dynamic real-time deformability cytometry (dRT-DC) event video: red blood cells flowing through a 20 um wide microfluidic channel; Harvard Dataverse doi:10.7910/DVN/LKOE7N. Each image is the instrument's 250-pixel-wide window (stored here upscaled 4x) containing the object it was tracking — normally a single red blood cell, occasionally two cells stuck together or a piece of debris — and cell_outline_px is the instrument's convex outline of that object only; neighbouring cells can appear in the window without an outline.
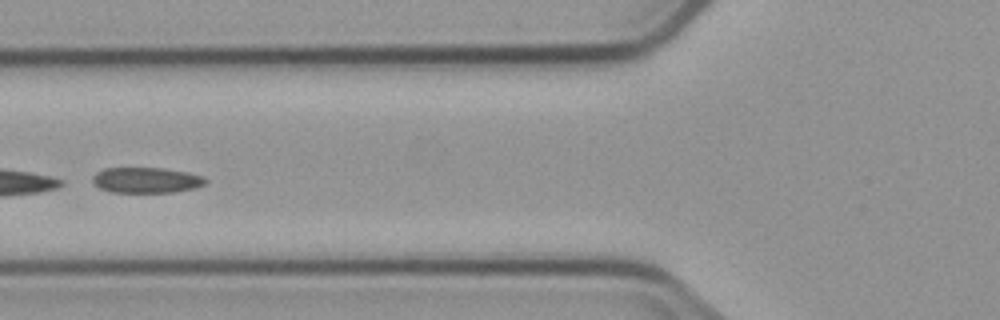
{"species": "common noctule bat (a hibernating species)", "species_latin": "Nyctalus noctula", "temperature_condition": "cold", "stored_images_in_passage": 5, "camera_frame_rate_fps": 3000, "um_per_image_px": 0.085, "animal": {"sex": "male", "body_mass_g": 23.1, "forearm_length_mm": 52.7}, "frame": {"image": 1, "passage_image": 2, "time_ms": 1.333, "image_size_px": [1000, 320], "cell_outline_px": [[208, 180], [204, 184], [196, 188], [172, 192], [108, 192], [92, 184], [92, 176], [96, 172], [104, 168], [164, 168], [188, 172], [204, 176]], "centroid_in_image_um": [12.42, 15.31], "position_along_channel_um": 113.4, "area_um2": 17.05}}
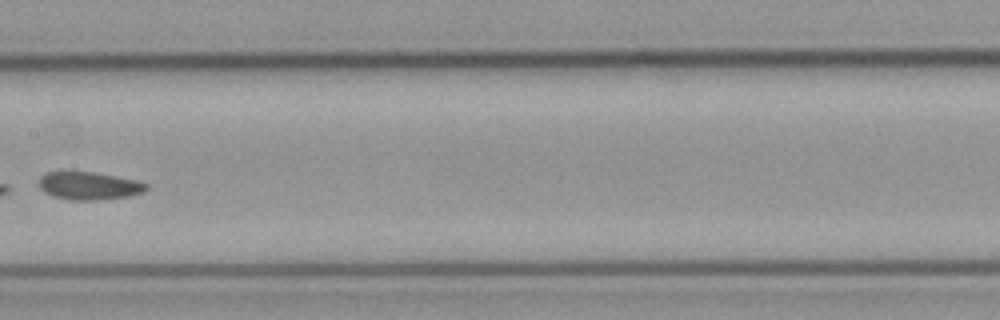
{"frame": {"image": 2, "passage_image": 4, "time_ms": 3.667, "image_size_px": [1000, 320], "cell_outline_px": [[148, 188], [144, 192], [128, 196], [96, 200], [72, 200], [52, 196], [44, 192], [40, 188], [40, 176], [44, 172], [92, 172], [116, 176], [136, 180], [148, 184]], "centroid_in_image_um": [7.57, 15.79], "position_along_channel_um": 199.8, "area_um2": 17.34}}
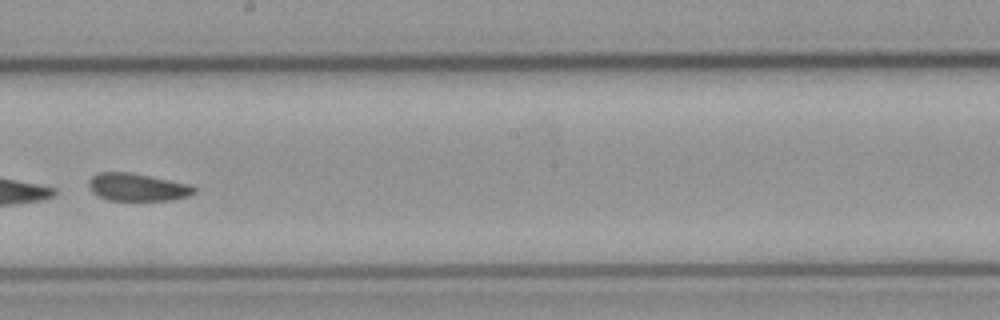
{"frame": {"image": 3, "passage_image": 5, "time_ms": 4.667, "image_size_px": [1000, 320], "cell_outline_px": [[196, 192], [188, 196], [172, 200], [108, 200], [92, 192], [88, 184], [88, 180], [96, 172], [128, 172], [188, 184], [196, 188]], "centroid_in_image_um": [11.64, 15.91], "position_along_channel_um": 236.6, "area_um2": 16.82}}